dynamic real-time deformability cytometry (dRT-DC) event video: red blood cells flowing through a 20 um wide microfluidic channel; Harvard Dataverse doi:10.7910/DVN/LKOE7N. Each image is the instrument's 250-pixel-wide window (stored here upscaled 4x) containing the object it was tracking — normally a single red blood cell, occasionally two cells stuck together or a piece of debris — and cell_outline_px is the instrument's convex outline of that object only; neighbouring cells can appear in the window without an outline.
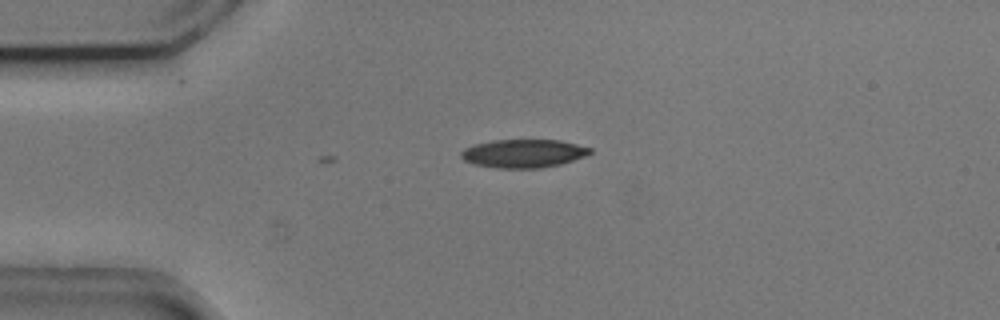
{"species": "common noctule bat (a hibernating species)", "species_latin": "Nyctalus noctula", "temperature_condition": "cold", "stored_images_in_passage": 5, "camera_frame_rate_fps": 3000, "um_per_image_px": 0.085, "animal": {"sex": "male", "body_mass_g": 20.5, "forearm_length_mm": 52.5}, "frame": {"image": 1, "passage_image": 1, "time_ms": 0.0, "image_size_px": [1000, 320], "cell_outline_px": [[592, 152], [584, 156], [560, 164], [540, 168], [496, 168], [476, 164], [464, 160], [460, 156], [460, 152], [464, 148], [472, 144], [492, 140], [560, 140], [592, 148]], "centroid_in_image_um": [44.46, 13.03], "position_along_channel_um": 40.5, "area_um2": 21.27}}